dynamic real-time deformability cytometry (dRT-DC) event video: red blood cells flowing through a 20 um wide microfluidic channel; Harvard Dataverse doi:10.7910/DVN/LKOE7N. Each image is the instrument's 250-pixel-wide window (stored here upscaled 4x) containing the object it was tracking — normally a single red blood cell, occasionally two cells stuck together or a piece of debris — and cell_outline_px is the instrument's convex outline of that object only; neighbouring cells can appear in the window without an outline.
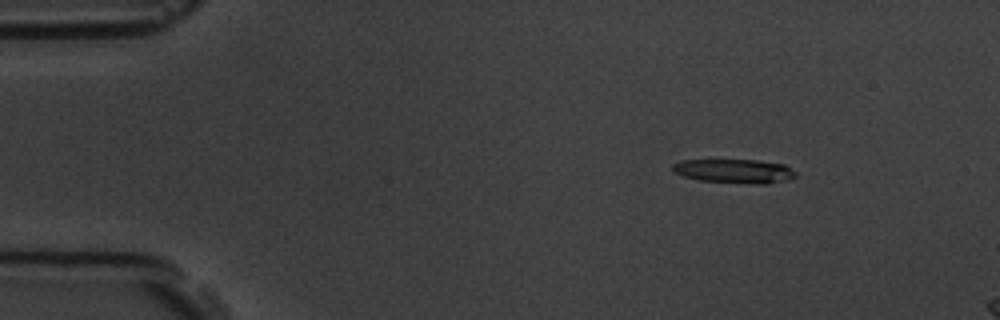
{"species": "common noctule bat (a hibernating species)", "species_latin": "Nyctalus noctula", "temperature_condition": "room temperature", "stored_images_in_passage": 14, "camera_frame_rate_fps": 3000, "um_per_image_px": 0.085, "animal": {"sex": "male", "body_mass_g": 19.5, "forearm_length_mm": 54.6}, "frame": {"image": 1, "passage_image": 7, "time_ms": 2.0, "image_size_px": [1000, 320], "cell_outline_px": [[796, 176], [788, 180], [768, 184], [756, 184], [700, 180], [684, 176], [672, 172], [672, 164], [680, 160], [756, 160], [784, 164], [796, 172]], "centroid_in_image_um": [62.43, 14.54], "position_along_channel_um": 22.6, "area_um2": 17.28}}